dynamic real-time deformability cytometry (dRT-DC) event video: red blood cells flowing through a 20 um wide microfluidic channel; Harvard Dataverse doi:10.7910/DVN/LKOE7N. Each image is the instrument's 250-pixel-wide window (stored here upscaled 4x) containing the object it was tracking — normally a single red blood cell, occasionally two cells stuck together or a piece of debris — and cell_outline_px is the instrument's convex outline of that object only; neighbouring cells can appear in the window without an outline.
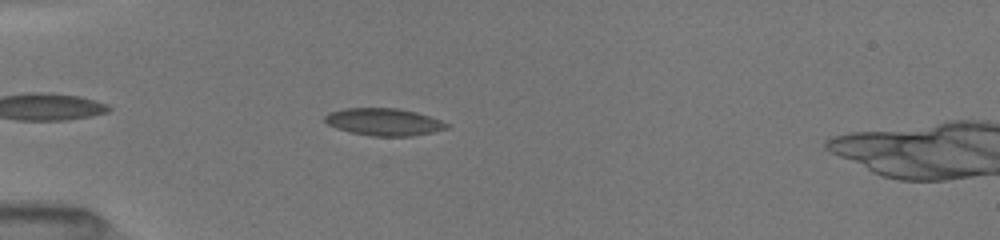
{"species": "common noctule bat (a hibernating species)", "species_latin": "Nyctalus noctula", "temperature_condition": "room temperature", "stored_images_in_passage": 45, "camera_frame_rate_fps": 3000, "um_per_image_px": 0.085, "animal": {"sex": "female", "body_mass_g": 19.5, "forearm_length_mm": 54.1}, "frame": {"image": 1, "passage_image": 10, "time_ms": 5.0, "image_size_px": [1000, 240], "cell_outline_px": [[448, 128], [432, 132], [412, 136], [372, 136], [352, 132], [336, 128], [328, 124], [324, 120], [324, 116], [328, 112], [344, 108], [396, 108], [416, 112], [440, 120], [448, 124]], "centroid_in_image_um": [32.6, 10.36], "position_along_channel_um": 52.4, "area_um2": 19.25}}
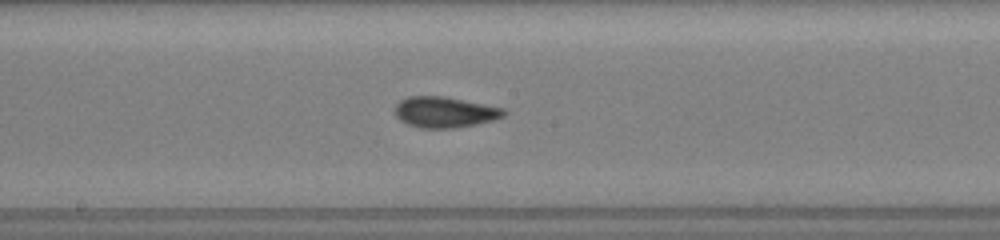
{"frame": {"image": 2, "passage_image": 18, "time_ms": 9.333, "image_size_px": [1000, 240], "cell_outline_px": [[508, 112], [504, 116], [492, 120], [476, 124], [452, 128], [420, 128], [408, 124], [400, 120], [396, 116], [396, 104], [400, 100], [408, 96], [444, 96], [504, 108]], "centroid_in_image_um": [37.8, 9.53], "position_along_channel_um": 210.4, "area_um2": 19.48}}
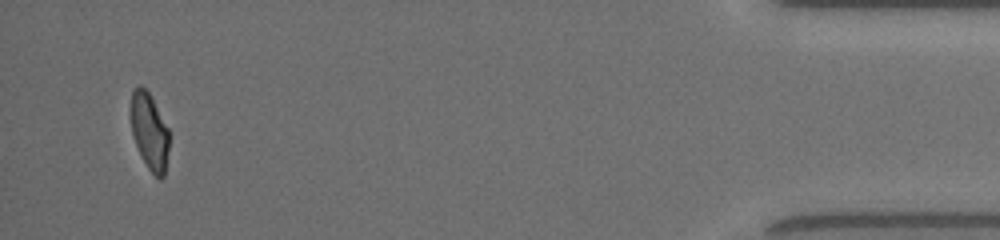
{"frame": {"image": 3, "passage_image": 43, "time_ms": 16.333, "image_size_px": [1000, 240], "cell_outline_px": [[168, 152], [164, 176], [160, 180], [148, 168], [136, 144], [132, 132], [132, 88], [140, 84], [148, 92], [168, 128]], "centroid_in_image_um": [12.71, 11.17], "position_along_channel_um": 422.5, "area_um2": 16.53}, "authors_computed_cell_mechanics": {"area_um2": 18.8428, "velocity_mm_per_s": 4.0295, "shape_relaxation_time_tau1_ms": 3.8578, "shape_relaxation_time_tau2_ms": 0.8275, "deformation_change_tau1": 0.1411, "deformation_change_tau2": 0.0673}}